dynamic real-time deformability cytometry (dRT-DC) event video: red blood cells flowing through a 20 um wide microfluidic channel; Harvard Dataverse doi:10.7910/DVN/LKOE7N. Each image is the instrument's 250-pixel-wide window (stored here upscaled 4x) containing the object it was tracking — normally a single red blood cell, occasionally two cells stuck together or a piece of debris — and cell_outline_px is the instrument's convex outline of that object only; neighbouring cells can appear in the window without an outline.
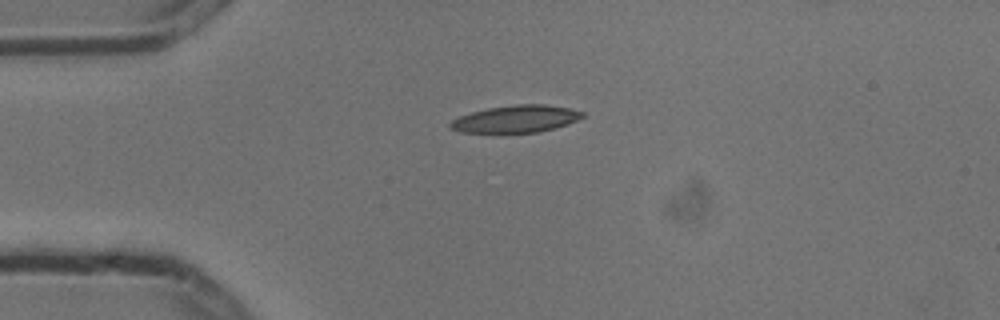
{"species": "common noctule bat (a hibernating species)", "species_latin": "Nyctalus noctula", "temperature_condition": "cold", "stored_images_in_passage": 2, "camera_frame_rate_fps": 3000, "um_per_image_px": 0.085, "animal": {"sex": "male", "body_mass_g": 13.3}, "frame": {"image": 1, "passage_image": 1, "time_ms": 0.0, "image_size_px": [1000, 320], "cell_outline_px": [[584, 116], [568, 124], [556, 128], [536, 132], [500, 136], [460, 132], [448, 128], [448, 124], [452, 120], [460, 116], [472, 112], [488, 108], [516, 104], [544, 104], [568, 108], [584, 112]], "centroid_in_image_um": [43.77, 10.17], "position_along_channel_um": 41.2, "area_um2": 21.91}}